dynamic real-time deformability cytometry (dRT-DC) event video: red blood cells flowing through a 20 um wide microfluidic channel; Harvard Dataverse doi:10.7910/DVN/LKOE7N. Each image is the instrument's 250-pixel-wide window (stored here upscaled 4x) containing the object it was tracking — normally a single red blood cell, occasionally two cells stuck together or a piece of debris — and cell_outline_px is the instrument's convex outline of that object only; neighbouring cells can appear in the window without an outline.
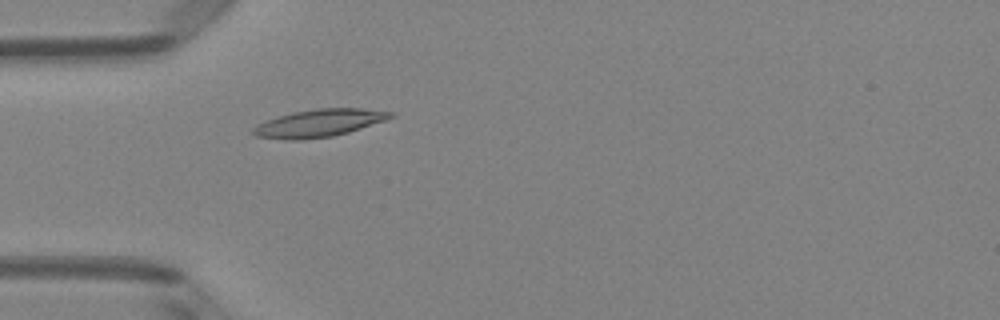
{"species": "Egyptian fruit bat (a non-hibernating species)", "species_latin": "Rousettus aegyptiacus", "temperature_condition": "room temperature", "stored_images_in_passage": 4, "camera_frame_rate_fps": 3000, "um_per_image_px": 0.085, "animal": {"sex": "female"}, "frame": {"image": 1, "passage_image": 4, "time_ms": 1.0, "image_size_px": [1000, 320], "cell_outline_px": [[396, 116], [348, 132], [332, 136], [300, 140], [292, 140], [256, 136], [252, 132], [252, 128], [256, 124], [276, 116], [292, 112], [316, 108], [360, 108], [396, 112]], "centroid_in_image_um": [27.1, 10.45], "position_along_channel_um": 57.9, "area_um2": 22.08}}